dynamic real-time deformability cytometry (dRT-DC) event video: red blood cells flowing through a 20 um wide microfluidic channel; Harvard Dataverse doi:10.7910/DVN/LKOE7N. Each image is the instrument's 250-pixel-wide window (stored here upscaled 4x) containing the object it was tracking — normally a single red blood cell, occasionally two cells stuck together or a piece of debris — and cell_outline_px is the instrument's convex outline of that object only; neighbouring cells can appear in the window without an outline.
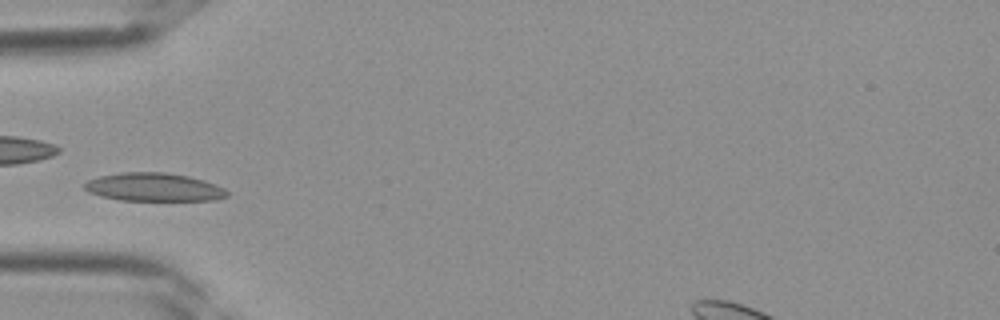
{"species": "Egyptian fruit bat (a non-hibernating species)", "species_latin": "Rousettus aegyptiacus", "temperature_condition": "room temperature", "stored_images_in_passage": 18, "camera_frame_rate_fps": 3000, "um_per_image_px": 0.085, "frame": {"image": 1, "passage_image": 6, "time_ms": 1.667, "image_size_px": [1000, 320], "cell_outline_px": [[228, 196], [216, 200], [120, 200], [100, 196], [88, 192], [84, 188], [84, 184], [88, 180], [100, 176], [120, 172], [164, 172], [188, 176], [204, 180], [216, 184], [224, 188], [228, 192]], "centroid_in_image_um": [13.08, 15.9], "position_along_channel_um": 71.9, "area_um2": 23.52}}
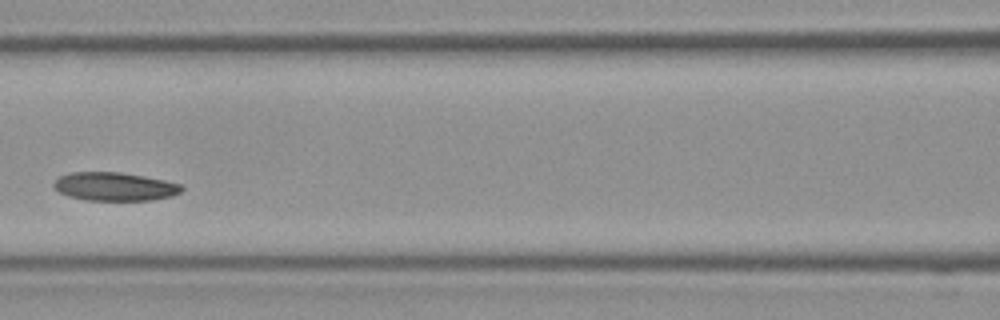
{"frame": {"image": 2, "passage_image": 11, "time_ms": 3.333, "image_size_px": [1000, 320], "cell_outline_px": [[184, 188], [180, 192], [172, 196], [148, 200], [84, 200], [68, 196], [60, 192], [52, 184], [60, 176], [72, 172], [120, 172], [144, 176], [164, 180], [180, 184]], "centroid_in_image_um": [9.74, 15.85], "position_along_channel_um": 156.9, "area_um2": 21.04}}
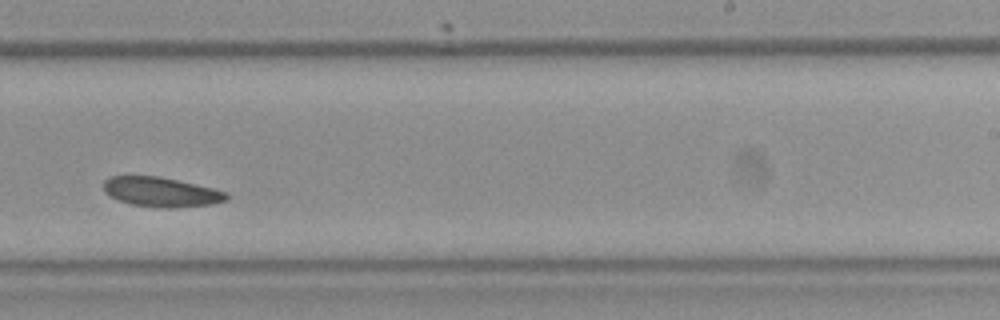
{"frame": {"image": 3, "passage_image": 18, "time_ms": 5.667, "image_size_px": [1000, 320], "cell_outline_px": [[228, 200], [212, 204], [172, 208], [164, 208], [132, 204], [120, 200], [104, 192], [104, 180], [108, 176], [160, 176], [212, 188], [228, 192]], "centroid_in_image_um": [13.72, 16.31], "position_along_channel_um": 275.3, "area_um2": 21.1}}